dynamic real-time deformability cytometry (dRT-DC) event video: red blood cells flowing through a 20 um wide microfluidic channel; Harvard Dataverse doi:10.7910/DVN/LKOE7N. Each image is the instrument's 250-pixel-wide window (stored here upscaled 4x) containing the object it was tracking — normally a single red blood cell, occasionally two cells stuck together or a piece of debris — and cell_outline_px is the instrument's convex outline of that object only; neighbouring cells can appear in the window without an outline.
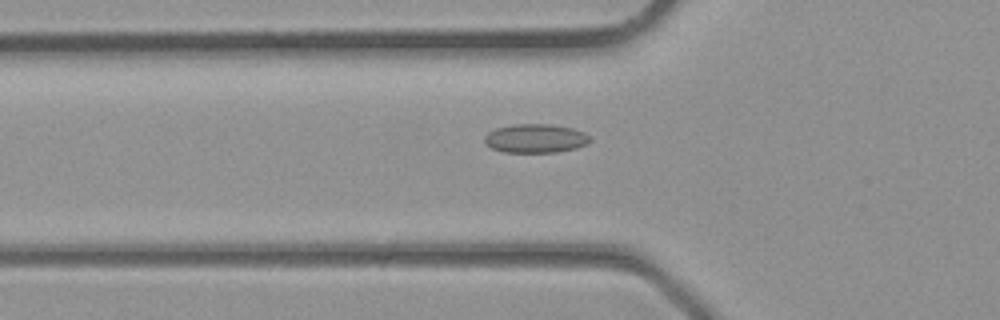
{"species": "common noctule bat (a hibernating species)", "species_latin": "Nyctalus noctula", "temperature_condition": "room temperature", "stored_images_in_passage": 5, "camera_frame_rate_fps": 3000, "um_per_image_px": 0.085, "animal": {"sex": "male", "body_mass_g": 23.1, "forearm_length_mm": 52.7}, "frame": {"image": 1, "passage_image": 4, "time_ms": 1.0, "image_size_px": [1000, 320], "cell_outline_px": [[592, 140], [588, 144], [576, 148], [556, 152], [504, 152], [492, 148], [484, 140], [484, 136], [488, 132], [496, 128], [512, 124], [552, 124], [572, 128], [584, 132]], "centroid_in_image_um": [45.53, 11.76], "position_along_channel_um": 80.3, "area_um2": 17.74}}